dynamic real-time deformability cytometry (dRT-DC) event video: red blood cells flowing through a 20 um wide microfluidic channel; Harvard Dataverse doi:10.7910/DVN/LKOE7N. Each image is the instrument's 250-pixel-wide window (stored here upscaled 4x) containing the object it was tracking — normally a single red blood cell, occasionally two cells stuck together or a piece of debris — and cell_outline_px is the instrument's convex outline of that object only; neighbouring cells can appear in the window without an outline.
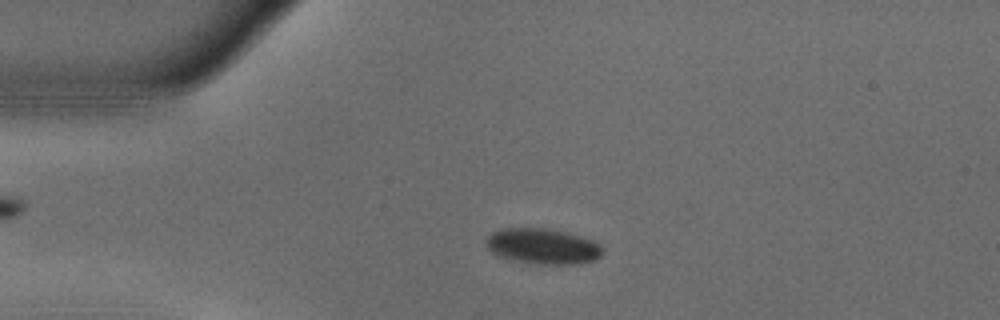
{"species": "common noctule bat (a hibernating species)", "species_latin": "Nyctalus noctula", "temperature_condition": "warm", "stored_images_in_passage": 54, "camera_frame_rate_fps": 3000, "um_per_image_px": 0.085, "animal": {"sex": "male", "body_mass_g": 18.8}, "frame": {"image": 1, "passage_image": 12, "time_ms": 3.667, "image_size_px": [1000, 320], "cell_outline_px": [[600, 256], [596, 260], [576, 264], [540, 264], [512, 260], [496, 256], [484, 244], [484, 240], [492, 232], [500, 228], [548, 228], [596, 240], [600, 244]], "centroid_in_image_um": [46.09, 20.93], "position_along_channel_um": 38.9, "area_um2": 24.33}}
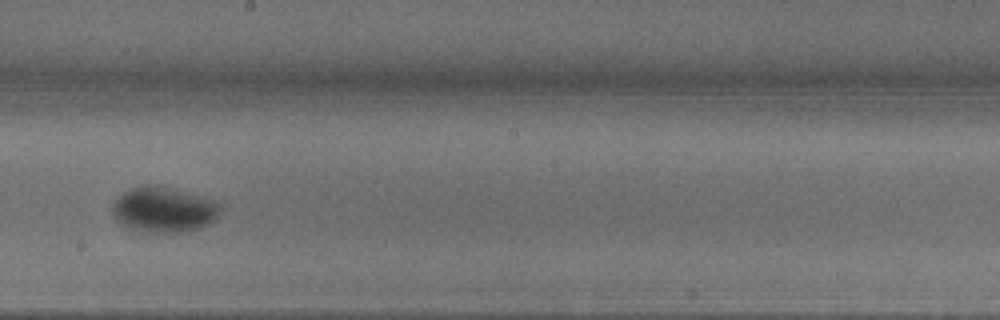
{"frame": {"image": 2, "passage_image": 30, "time_ms": 9.667, "image_size_px": [1000, 320], "cell_outline_px": [[220, 208], [216, 216], [208, 224], [200, 228], [176, 232], [148, 232], [128, 228], [116, 220], [112, 212], [112, 204], [124, 192], [132, 188], [144, 184], [156, 184], [216, 200], [220, 204]], "centroid_in_image_um": [13.89, 17.8], "position_along_channel_um": 234.3, "area_um2": 28.32}}
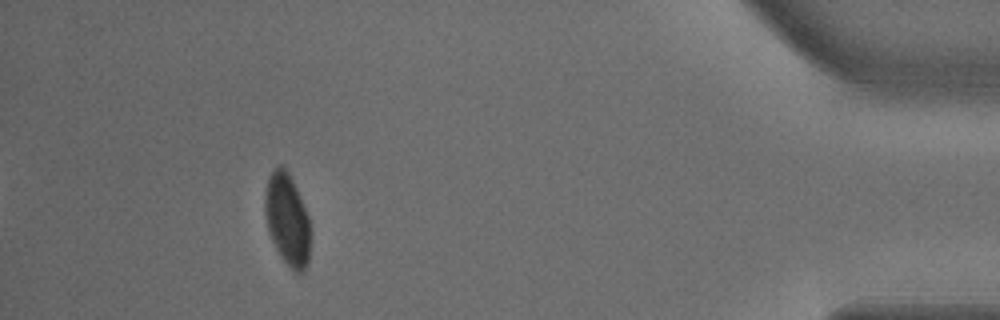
{"frame": {"image": 3, "passage_image": 49, "time_ms": 16.0, "image_size_px": [1000, 320], "cell_outline_px": [[312, 232], [308, 260], [304, 272], [296, 272], [284, 260], [276, 248], [272, 240], [268, 228], [264, 212], [264, 192], [268, 176], [280, 164], [288, 172], [296, 188], [308, 216]], "centroid_in_image_um": [24.42, 18.65], "position_along_channel_um": 410.8, "area_um2": 24.28}, "authors_computed_cell_mechanics": {"area_um2": 24.565, "velocity_mm_per_s": 3.7147, "shape_relaxation_time_tau1_ms": 5.6838, "shape_relaxation_time_tau2_ms": null, "deformation_change_tau1": 0.1593, "deformation_change_tau2": null}}